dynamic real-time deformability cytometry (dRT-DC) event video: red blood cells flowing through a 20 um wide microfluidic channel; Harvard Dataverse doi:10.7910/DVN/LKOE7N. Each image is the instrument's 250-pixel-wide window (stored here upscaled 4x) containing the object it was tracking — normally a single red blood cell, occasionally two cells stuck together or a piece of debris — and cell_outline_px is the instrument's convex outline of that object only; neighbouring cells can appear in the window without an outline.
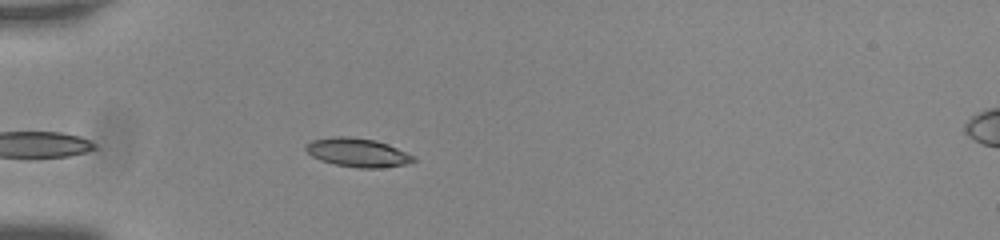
{"species": "common noctule bat (a hibernating species)", "species_latin": "Nyctalus noctula", "temperature_condition": "room temperature", "stored_images_in_passage": 39, "camera_frame_rate_fps": 3000, "um_per_image_px": 0.085, "animal": {"sex": "male", "body_mass_g": 20.0, "forearm_length_mm": 53.3}, "frame": {"image": 1, "passage_image": 3, "time_ms": 0.667, "image_size_px": [1000, 240], "cell_outline_px": [[416, 160], [408, 164], [380, 168], [360, 168], [336, 164], [320, 160], [312, 156], [304, 148], [304, 144], [312, 140], [332, 136], [348, 136], [376, 140], [388, 144], [416, 156]], "centroid_in_image_um": [30.41, 12.96], "position_along_channel_um": 54.6, "area_um2": 18.21}}
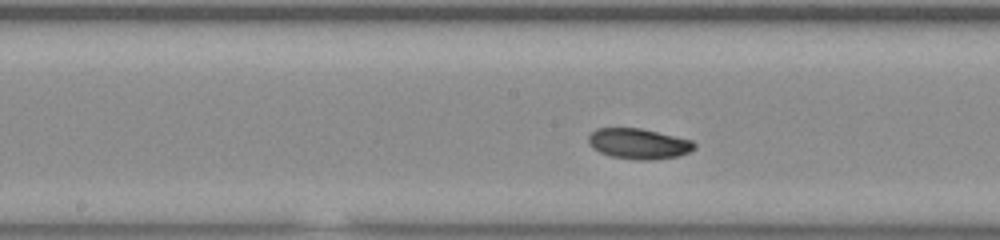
{"frame": {"image": 2, "passage_image": 12, "time_ms": 3.667, "image_size_px": [1000, 240], "cell_outline_px": [[696, 148], [680, 156], [652, 160], [640, 160], [612, 156], [600, 152], [592, 148], [588, 144], [588, 136], [596, 128], [640, 128], [692, 140], [696, 144]], "centroid_in_image_um": [54.29, 12.21], "position_along_channel_um": 193.9, "area_um2": 18.84}}
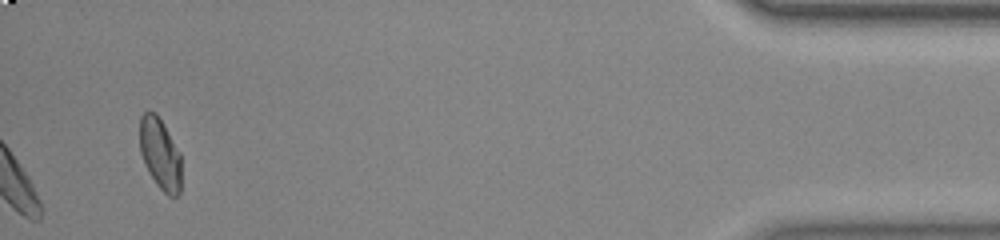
{"frame": {"image": 3, "passage_image": 39, "time_ms": 12.667, "image_size_px": [1000, 240], "cell_outline_px": [[180, 192], [176, 196], [168, 196], [156, 184], [144, 164], [140, 152], [140, 116], [144, 112], [156, 112], [180, 152]], "centroid_in_image_um": [13.6, 13.07], "position_along_channel_um": 421.6, "area_um2": 17.17}, "authors_computed_cell_mechanics": {"area_um2": 18.8428, "velocity_mm_per_s": 3.7051, "shape_relaxation_time_tau1_ms": 1.1516, "shape_relaxation_time_tau2_ms": null, "deformation_change_tau1": 0.0642, "deformation_change_tau2": null}}